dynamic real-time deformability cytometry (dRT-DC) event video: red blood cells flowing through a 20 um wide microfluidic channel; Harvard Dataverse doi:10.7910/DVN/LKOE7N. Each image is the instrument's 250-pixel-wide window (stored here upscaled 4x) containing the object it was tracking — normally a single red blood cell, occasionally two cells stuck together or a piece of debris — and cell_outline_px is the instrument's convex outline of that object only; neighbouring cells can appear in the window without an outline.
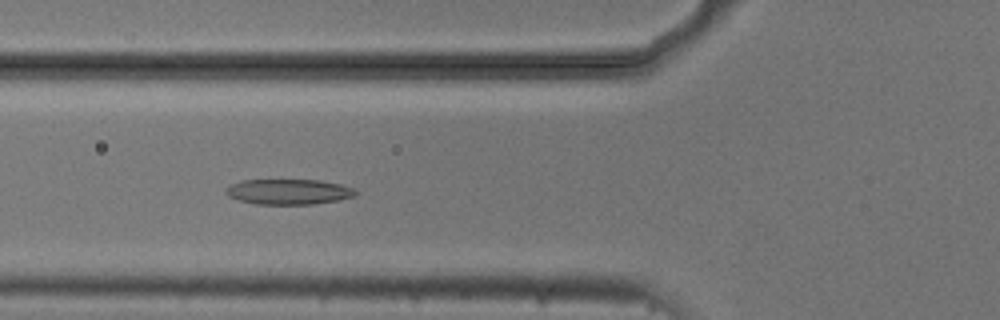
{"species": "common noctule bat (a hibernating species)", "species_latin": "Nyctalus noctula", "temperature_condition": "cold", "stored_images_in_passage": 6, "camera_frame_rate_fps": 3000, "um_per_image_px": 0.085, "animal": {"sex": "male", "body_mass_g": 20.5, "forearm_length_mm": 52.5}, "frame": {"image": 1, "passage_image": 5, "time_ms": 1.333, "image_size_px": [1000, 320], "cell_outline_px": [[356, 196], [340, 200], [312, 204], [256, 204], [236, 200], [228, 196], [224, 192], [224, 188], [232, 184], [244, 180], [320, 180], [340, 184], [352, 188], [356, 192]], "centroid_in_image_um": [24.5, 16.3], "position_along_channel_um": 101.3, "area_um2": 19.25}}
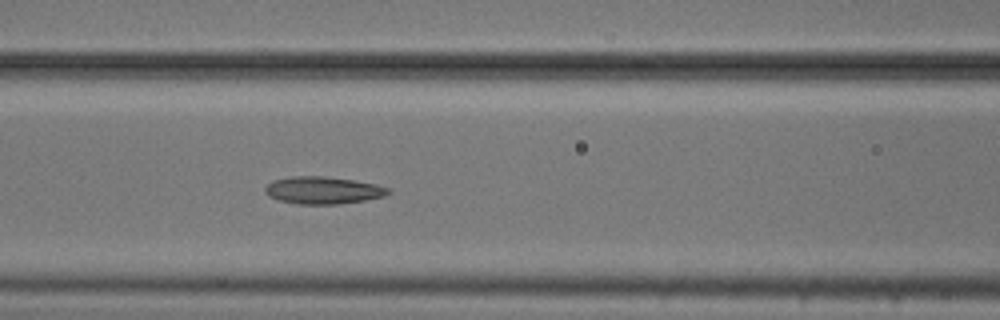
{"frame": {"image": 2, "passage_image": 6, "time_ms": 1.667, "image_size_px": [1000, 320], "cell_outline_px": [[392, 192], [384, 196], [364, 200], [340, 204], [296, 204], [280, 200], [268, 196], [264, 192], [264, 188], [272, 180], [292, 176], [324, 176], [356, 180], [376, 184], [388, 188]], "centroid_in_image_um": [27.44, 16.17], "position_along_channel_um": 139.2, "area_um2": 19.71}}